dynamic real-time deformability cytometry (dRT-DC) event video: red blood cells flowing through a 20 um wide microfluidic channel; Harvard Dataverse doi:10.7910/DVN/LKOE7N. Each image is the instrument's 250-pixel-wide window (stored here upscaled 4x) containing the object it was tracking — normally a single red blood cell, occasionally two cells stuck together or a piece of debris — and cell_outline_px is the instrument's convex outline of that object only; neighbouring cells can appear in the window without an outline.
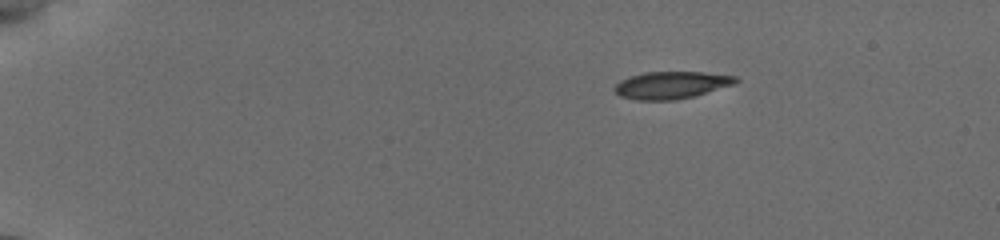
{"species": "common noctule bat (a hibernating species)", "species_latin": "Nyctalus noctula", "temperature_condition": "cold", "stored_images_in_passage": 37, "camera_frame_rate_fps": 3000, "um_per_image_px": 0.085, "animal": {"sex": "female", "body_mass_g": 19.5, "forearm_length_mm": 54.1}, "frame": {"image": 1, "passage_image": 1, "time_ms": 0.0, "image_size_px": [1000, 240], "cell_outline_px": [[740, 80], [736, 84], [692, 96], [676, 100], [636, 100], [620, 96], [612, 88], [620, 80], [644, 72], [700, 72], [736, 76]], "centroid_in_image_um": [57.06, 7.23], "position_along_channel_um": 27.9, "area_um2": 19.19}}
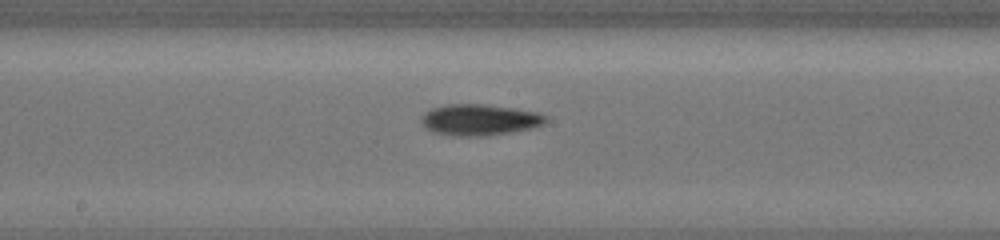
{"frame": {"image": 2, "passage_image": 21, "time_ms": 7.333, "image_size_px": [1000, 240], "cell_outline_px": [[548, 120], [544, 124], [528, 128], [508, 132], [484, 136], [456, 136], [432, 132], [420, 120], [420, 116], [432, 108], [448, 104], [484, 104], [516, 108], [540, 112], [548, 116]], "centroid_in_image_um": [40.78, 10.17], "position_along_channel_um": 207.4, "area_um2": 22.6}}
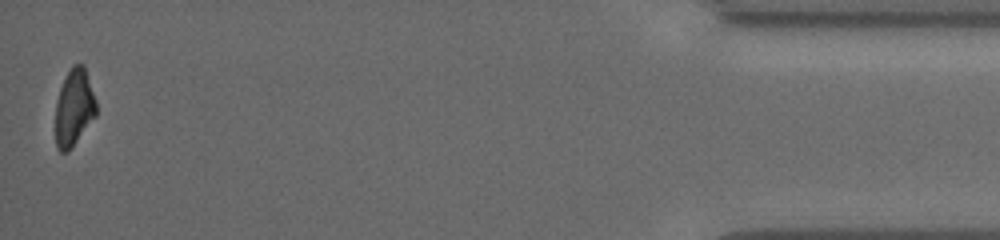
{"frame": {"image": 3, "passage_image": 37, "time_ms": 15.0, "image_size_px": [1000, 240], "cell_outline_px": [[96, 116], [68, 152], [60, 152], [56, 148], [56, 104], [60, 88], [72, 64], [84, 64], [96, 100]], "centroid_in_image_um": [6.3, 9.15], "position_along_channel_um": 428.9, "area_um2": 18.21}, "authors_computed_cell_mechanics": {"area_um2": 20.23, "velocity_mm_per_s": 3.8522, "shape_relaxation_time_tau1_ms": 2.442, "shape_relaxation_time_tau2_ms": null, "deformation_change_tau1": 0.1246, "deformation_change_tau2": null}}